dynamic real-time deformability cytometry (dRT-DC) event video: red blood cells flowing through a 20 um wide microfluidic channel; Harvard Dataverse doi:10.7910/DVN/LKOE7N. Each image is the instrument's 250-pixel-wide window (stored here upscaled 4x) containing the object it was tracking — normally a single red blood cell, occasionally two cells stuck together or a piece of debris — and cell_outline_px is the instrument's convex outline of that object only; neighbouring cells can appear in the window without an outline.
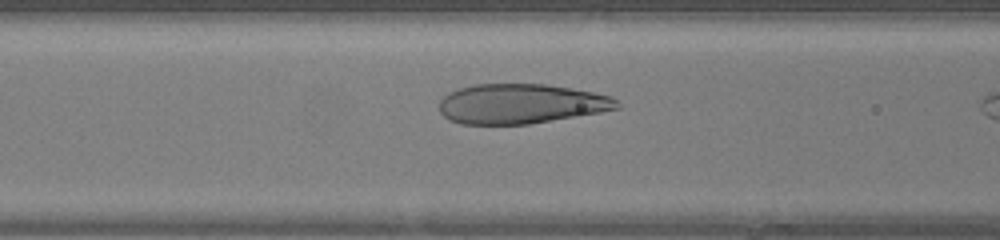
{"species": "human", "species_latin": "Homo sapiens", "temperature_condition": "warm", "stored_images_in_passage": 23, "camera_frame_rate_fps": 3000, "um_per_image_px": 0.085, "donor": {"sex": "female"}, "frame": {"image": 1, "passage_image": 5, "time_ms": 1.333, "image_size_px": [1000, 240], "cell_outline_px": [[620, 108], [600, 112], [528, 124], [460, 124], [448, 120], [440, 112], [440, 100], [448, 92], [460, 88], [476, 84], [544, 84], [572, 88], [612, 96], [620, 104]], "centroid_in_image_um": [44.26, 8.82], "position_along_channel_um": 122.3, "area_um2": 41.15}}
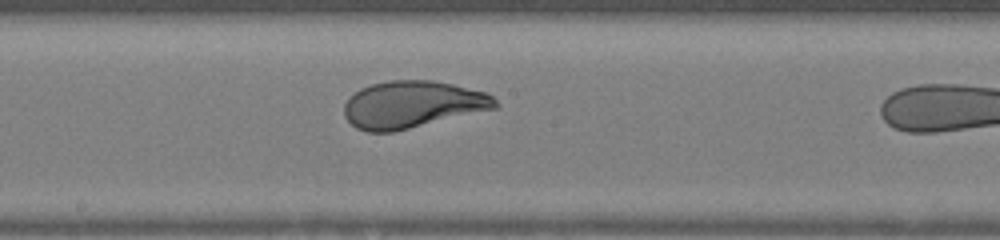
{"frame": {"image": 2, "passage_image": 11, "time_ms": 3.333, "image_size_px": [1000, 240], "cell_outline_px": [[500, 108], [392, 132], [368, 132], [356, 128], [344, 116], [344, 104], [360, 88], [372, 84], [388, 80], [432, 80], [452, 84], [484, 92], [492, 96], [500, 104]], "centroid_in_image_um": [35.08, 8.89], "position_along_channel_um": 213.1, "area_um2": 41.5}}
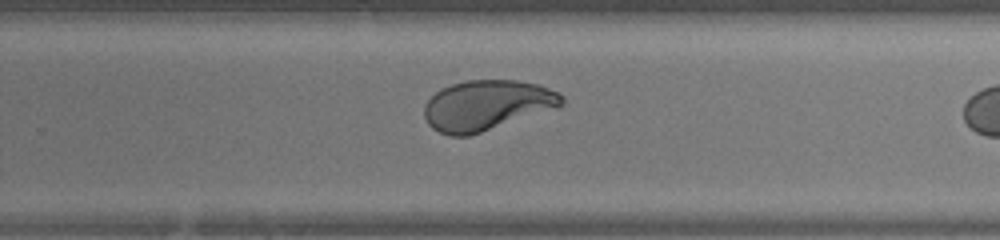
{"frame": {"image": 3, "passage_image": 16, "time_ms": 5.0, "image_size_px": [1000, 240], "cell_outline_px": [[564, 104], [560, 108], [468, 136], [448, 136], [432, 128], [428, 124], [424, 116], [424, 104], [440, 88], [452, 84], [468, 80], [516, 80], [540, 84], [564, 96]], "centroid_in_image_um": [41.41, 8.95], "position_along_channel_um": 288.4, "area_um2": 40.58}}